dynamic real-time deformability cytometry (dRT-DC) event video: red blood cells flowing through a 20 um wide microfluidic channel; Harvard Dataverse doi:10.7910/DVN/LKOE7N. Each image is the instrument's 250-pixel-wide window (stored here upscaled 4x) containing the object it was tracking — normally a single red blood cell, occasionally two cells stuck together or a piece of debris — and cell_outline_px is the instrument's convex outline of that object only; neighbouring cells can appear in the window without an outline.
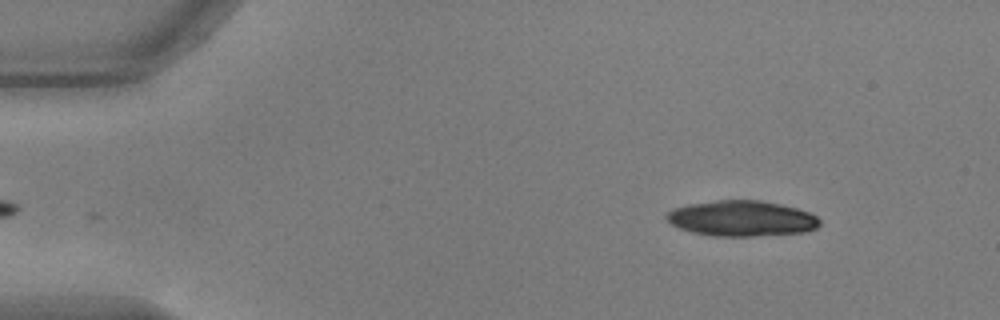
{"species": "common noctule bat (a hibernating species)", "species_latin": "Nyctalus noctula", "temperature_condition": "warm", "stored_images_in_passage": 37, "camera_frame_rate_fps": 3000, "um_per_image_px": 0.085, "animal": {"sex": "male", "body_mass_g": 17.9, "forearm_length_mm": 54.2}, "frame": {"image": 1, "passage_image": 2, "time_ms": 0.333, "image_size_px": [1000, 320], "cell_outline_px": [[820, 224], [816, 228], [808, 232], [752, 236], [712, 236], [692, 232], [680, 228], [672, 224], [664, 216], [672, 208], [688, 204], [716, 200], [760, 200], [780, 204], [796, 208], [808, 212], [816, 216], [820, 220]], "centroid_in_image_um": [63.04, 18.57], "position_along_channel_um": 22.0, "area_um2": 31.85}, "authors_computed_cell_mechanics": {"area_um2": 19.1896, "velocity_mm_per_s": 3.7114, "shape_relaxation_time_tau1_ms": 4.4452, "shape_relaxation_time_tau2_ms": null, "deformation_change_tau1": 0.1664, "deformation_change_tau2": null}}